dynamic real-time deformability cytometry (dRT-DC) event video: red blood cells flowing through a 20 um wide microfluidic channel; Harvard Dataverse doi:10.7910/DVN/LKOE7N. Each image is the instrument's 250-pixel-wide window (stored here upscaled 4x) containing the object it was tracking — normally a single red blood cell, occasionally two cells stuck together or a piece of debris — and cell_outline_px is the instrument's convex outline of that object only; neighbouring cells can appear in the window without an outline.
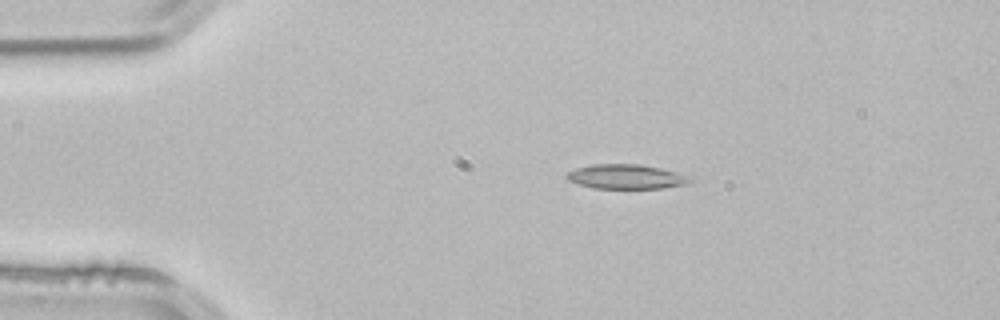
{"species": "common noctule bat (a hibernating species)", "species_latin": "Nyctalus noctula", "temperature_condition": "room temperature", "stored_images_in_passage": 3, "camera_frame_rate_fps": 3000, "um_per_image_px": 0.085, "animal": {"sex": "male", "body_mass_g": 21.5, "forearm_length_mm": 52.0}, "frame": {"image": 1, "passage_image": 2, "time_ms": 0.333, "image_size_px": [1000, 320], "cell_outline_px": [[696, 180], [688, 184], [660, 188], [592, 188], [568, 180], [568, 172], [576, 168], [592, 164], [640, 164], [660, 168], [696, 176]], "centroid_in_image_um": [53.35, 15.01], "position_along_channel_um": 31.6, "area_um2": 17.8}}